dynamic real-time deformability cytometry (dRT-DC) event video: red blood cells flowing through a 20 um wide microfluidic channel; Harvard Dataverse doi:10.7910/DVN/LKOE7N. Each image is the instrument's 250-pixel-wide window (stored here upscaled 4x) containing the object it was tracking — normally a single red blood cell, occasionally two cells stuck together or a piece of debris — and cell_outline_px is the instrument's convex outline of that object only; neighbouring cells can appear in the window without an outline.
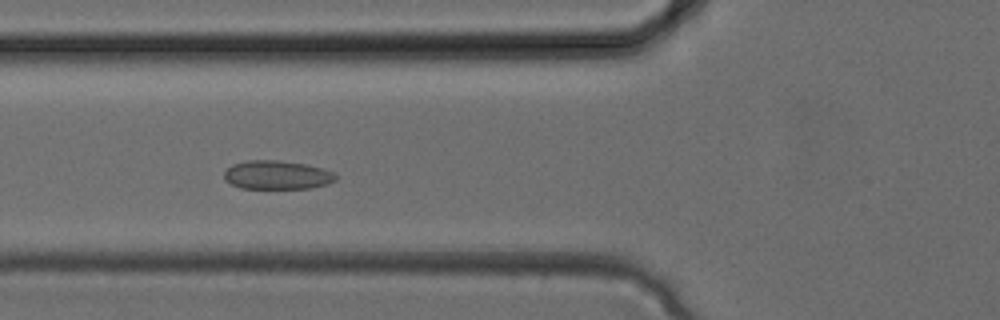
{"species": "common noctule bat (a hibernating species)", "species_latin": "Nyctalus noctula", "temperature_condition": "cold", "stored_images_in_passage": 31, "camera_frame_rate_fps": 3000, "um_per_image_px": 0.085, "animal": {"sex": "female", "body_mass_g": 24.6, "forearm_length_mm": 56.2}, "frame": {"image": 1, "passage_image": 9, "time_ms": 2.667, "image_size_px": [1000, 320], "cell_outline_px": [[336, 180], [328, 184], [312, 188], [240, 188], [224, 180], [224, 172], [232, 164], [248, 160], [280, 160], [304, 164], [324, 168], [336, 172]], "centroid_in_image_um": [23.57, 14.87], "position_along_channel_um": 102.2, "area_um2": 18.84}}
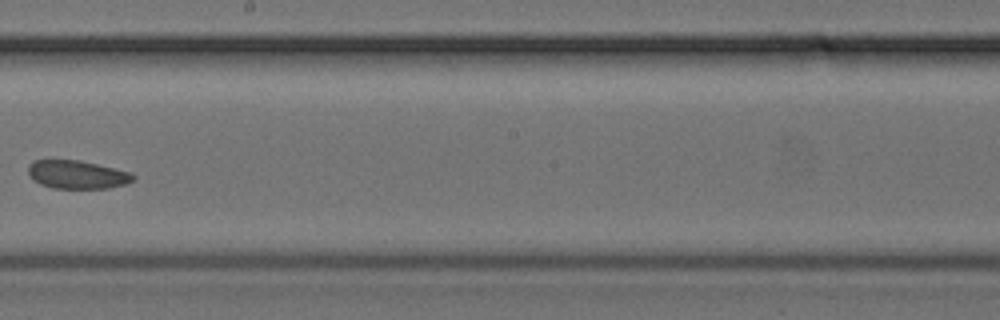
{"frame": {"image": 2, "passage_image": 16, "time_ms": 5.0, "image_size_px": [1000, 320], "cell_outline_px": [[136, 176], [128, 184], [108, 188], [52, 188], [40, 184], [32, 180], [28, 172], [28, 164], [32, 160], [80, 160], [132, 172]], "centroid_in_image_um": [6.55, 14.84], "position_along_channel_um": 241.6, "area_um2": 17.51}}
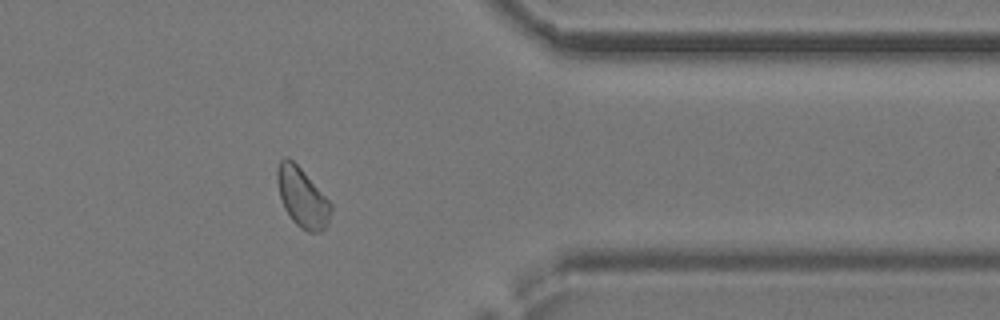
{"frame": {"image": 3, "passage_image": 24, "time_ms": 7.667, "image_size_px": [1000, 320], "cell_outline_px": [[332, 212], [324, 228], [320, 232], [308, 232], [300, 228], [292, 220], [284, 208], [280, 196], [276, 180], [276, 168], [280, 160], [284, 156], [288, 156], [300, 168], [332, 204]], "centroid_in_image_um": [25.66, 16.77], "position_along_channel_um": 385.7, "area_um2": 18.5}}